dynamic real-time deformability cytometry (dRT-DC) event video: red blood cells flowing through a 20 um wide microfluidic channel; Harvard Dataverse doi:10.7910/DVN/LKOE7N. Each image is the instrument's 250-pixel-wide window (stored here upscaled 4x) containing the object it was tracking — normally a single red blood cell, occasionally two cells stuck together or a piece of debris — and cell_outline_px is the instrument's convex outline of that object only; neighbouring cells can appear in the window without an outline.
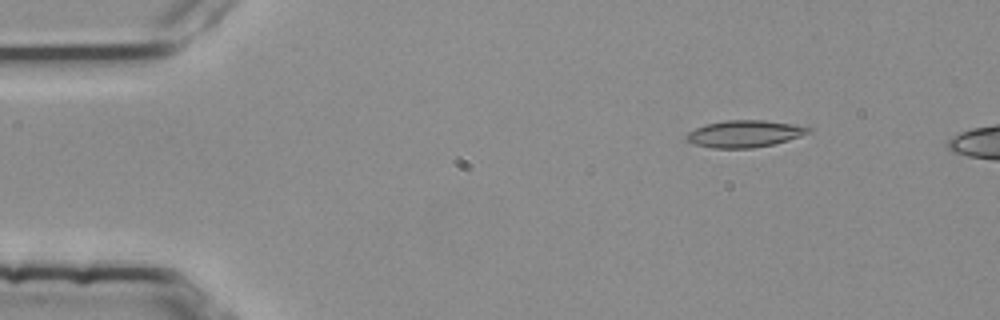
{"species": "common noctule bat (a hibernating species)", "species_latin": "Nyctalus noctula", "temperature_condition": "room temperature", "stored_images_in_passage": 4, "segment_of_instrument_passage": [1, 2], "camera_frame_rate_fps": 3000, "um_per_image_px": 0.085, "animal": {"sex": "female", "body_mass_g": 25.1}, "frame": {"image": 1, "passage_image": 2, "time_ms": 0.333, "image_size_px": [1000, 320], "cell_outline_px": [[812, 128], [808, 132], [800, 136], [788, 140], [772, 144], [752, 148], [712, 148], [696, 144], [688, 140], [684, 136], [688, 132], [704, 124], [728, 120], [764, 120], [792, 124]], "centroid_in_image_um": [63.25, 11.36], "position_along_channel_um": 21.7, "area_um2": 18.9}}